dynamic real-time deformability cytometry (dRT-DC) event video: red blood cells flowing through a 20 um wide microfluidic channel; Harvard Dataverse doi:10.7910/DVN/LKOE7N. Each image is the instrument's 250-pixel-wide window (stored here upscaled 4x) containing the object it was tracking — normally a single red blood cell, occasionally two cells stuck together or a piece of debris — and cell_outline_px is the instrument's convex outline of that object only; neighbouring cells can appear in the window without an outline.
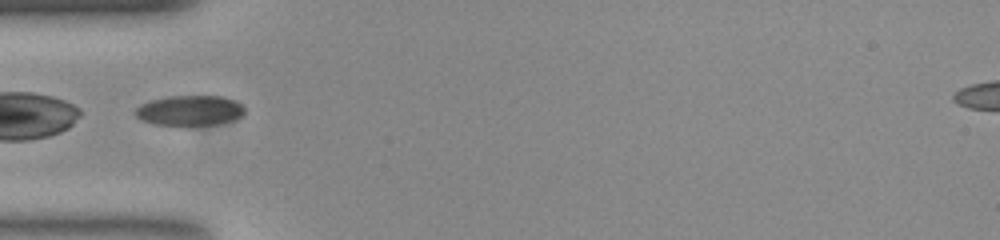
{"species": "common noctule bat (a hibernating species)", "species_latin": "Nyctalus noctula", "temperature_condition": "room temperature", "stored_images_in_passage": 21, "camera_frame_rate_fps": 3000, "um_per_image_px": 0.085, "animal": {"sex": "female", "body_mass_g": 23.0, "forearm_length_mm": 53.4}, "frame": {"image": 1, "passage_image": 1, "time_ms": 0.0, "image_size_px": [1000, 240], "cell_outline_px": [[244, 112], [240, 116], [232, 120], [220, 124], [156, 124], [144, 120], [136, 116], [132, 112], [140, 104], [152, 100], [168, 96], [220, 96], [236, 100], [244, 108]], "centroid_in_image_um": [16.12, 9.37], "position_along_channel_um": 68.9, "area_um2": 18.9}}
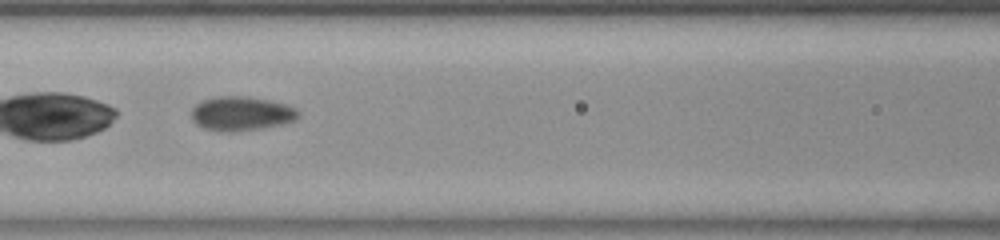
{"frame": {"image": 2, "passage_image": 7, "time_ms": 2.0, "image_size_px": [1000, 240], "cell_outline_px": [[300, 116], [296, 120], [280, 124], [260, 128], [204, 128], [192, 120], [192, 108], [196, 104], [204, 100], [216, 96], [248, 96], [288, 104], [296, 108], [300, 112]], "centroid_in_image_um": [20.58, 9.58], "position_along_channel_um": 146.0, "area_um2": 20.4}}
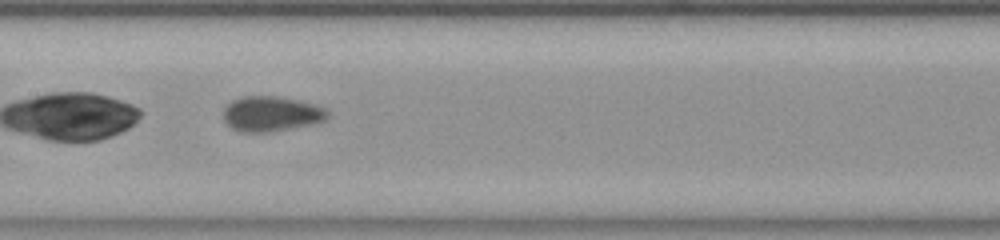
{"frame": {"image": 3, "passage_image": 10, "time_ms": 3.0, "image_size_px": [1000, 240], "cell_outline_px": [[328, 116], [324, 120], [308, 124], [288, 128], [264, 132], [240, 132], [232, 128], [224, 120], [224, 108], [232, 100], [244, 96], [276, 96], [300, 100], [316, 104], [324, 108], [328, 112]], "centroid_in_image_um": [23.03, 9.65], "position_along_channel_um": 184.4, "area_um2": 21.04}}